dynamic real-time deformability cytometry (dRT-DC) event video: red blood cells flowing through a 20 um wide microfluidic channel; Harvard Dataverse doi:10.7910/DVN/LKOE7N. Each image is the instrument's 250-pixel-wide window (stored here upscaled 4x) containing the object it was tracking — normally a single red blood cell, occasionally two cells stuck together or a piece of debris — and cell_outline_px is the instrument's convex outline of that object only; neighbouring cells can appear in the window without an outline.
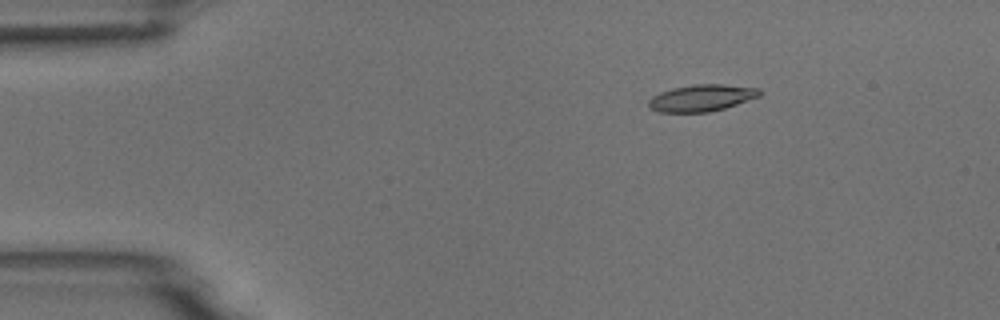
{"species": "common noctule bat (a hibernating species)", "species_latin": "Nyctalus noctula", "temperature_condition": "room temperature", "stored_images_in_passage": 3, "camera_frame_rate_fps": 3000, "um_per_image_px": 0.085, "animal": {"sex": "male", "body_mass_g": 18.8}, "frame": {"image": 1, "passage_image": 1, "time_ms": 0.0, "image_size_px": [1000, 320], "cell_outline_px": [[760, 96], [724, 108], [708, 112], [660, 112], [652, 108], [648, 104], [648, 100], [652, 96], [660, 92], [672, 88], [692, 84], [724, 84], [760, 88]], "centroid_in_image_um": [59.63, 8.31], "position_along_channel_um": 25.4, "area_um2": 17.22}}